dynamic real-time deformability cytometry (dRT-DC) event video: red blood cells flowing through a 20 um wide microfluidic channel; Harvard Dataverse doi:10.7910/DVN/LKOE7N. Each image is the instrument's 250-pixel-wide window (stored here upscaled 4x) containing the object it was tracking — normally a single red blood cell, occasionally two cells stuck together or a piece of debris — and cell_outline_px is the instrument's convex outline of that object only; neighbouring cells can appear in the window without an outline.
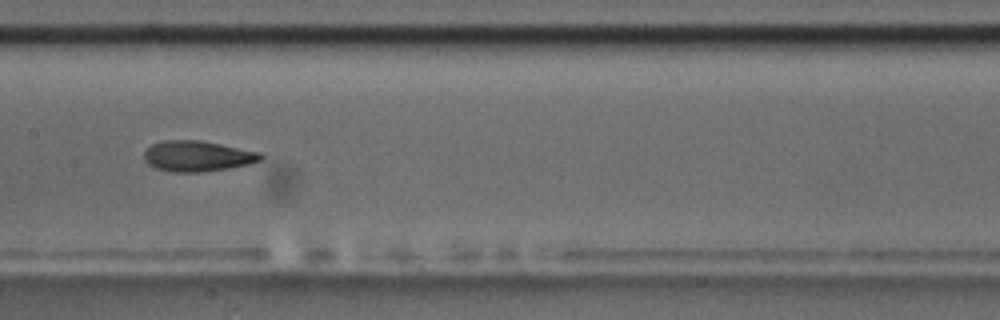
{"species": "common noctule bat (a hibernating species)", "species_latin": "Nyctalus noctula", "temperature_condition": "room temperature", "stored_images_in_passage": 15, "camera_frame_rate_fps": 3000, "um_per_image_px": 0.085, "animal": {"sex": "male", "body_mass_g": 17.5, "forearm_length_mm": 52.3}, "frame": {"image": 1, "passage_image": 7, "time_ms": 7.0, "image_size_px": [1000, 320], "cell_outline_px": [[264, 156], [260, 160], [248, 164], [228, 168], [204, 172], [172, 172], [156, 168], [148, 164], [144, 160], [144, 152], [152, 144], [164, 140], [200, 140], [260, 152]], "centroid_in_image_um": [16.76, 13.27], "position_along_channel_um": 190.6, "area_um2": 20.75}}
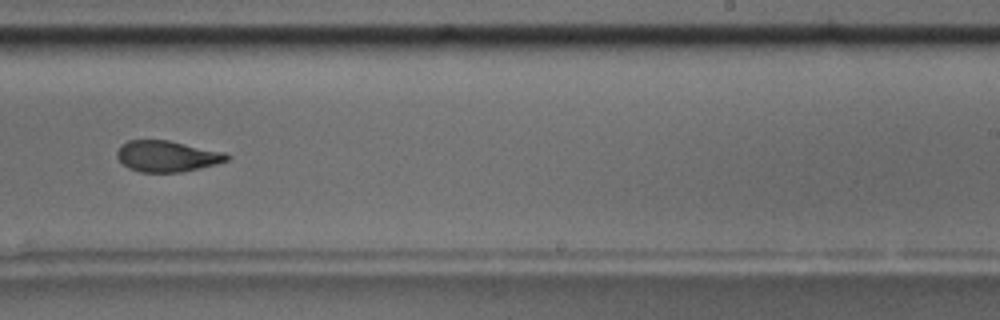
{"frame": {"image": 2, "passage_image": 9, "time_ms": 9.333, "image_size_px": [1000, 320], "cell_outline_px": [[232, 156], [228, 160], [216, 164], [200, 168], [180, 172], [140, 172], [128, 168], [116, 156], [116, 152], [120, 144], [128, 140], [168, 140], [228, 152]], "centroid_in_image_um": [14.23, 13.27], "position_along_channel_um": 274.8, "area_um2": 20.17}, "authors_computed_cell_mechanics": {"area_um2": 20.8658, "velocity_mm_per_s": 3.6201, "shape_relaxation_time_tau1_ms": 3.9382, "shape_relaxation_time_tau2_ms": 1.8061, "deformation_change_tau1": 0.1393, "deformation_change_tau2": 0.0696}}